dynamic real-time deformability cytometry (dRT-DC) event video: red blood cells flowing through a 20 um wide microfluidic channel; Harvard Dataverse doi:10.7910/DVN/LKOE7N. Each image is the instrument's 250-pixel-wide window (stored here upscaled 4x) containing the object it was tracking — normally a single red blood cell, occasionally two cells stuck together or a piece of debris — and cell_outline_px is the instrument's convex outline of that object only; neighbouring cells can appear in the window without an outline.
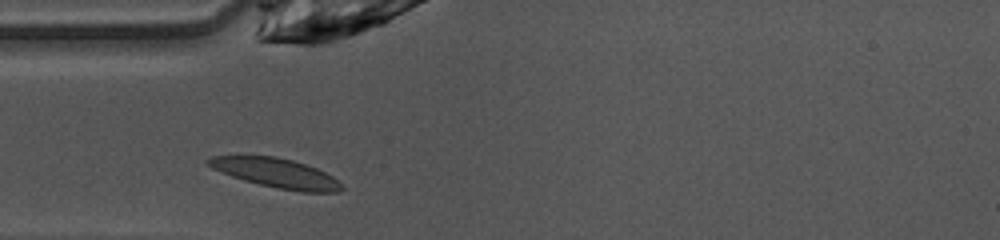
{"species": "common noctule bat (a hibernating species)", "species_latin": "Nyctalus noctula", "temperature_condition": "warm", "stored_images_in_passage": 26, "camera_frame_rate_fps": 3000, "um_per_image_px": 0.085, "animal": {"sex": "female", "body_mass_g": 10.0, "forearm_length_mm": 53.1}, "frame": {"image": 1, "passage_image": 1, "time_ms": 0.0, "image_size_px": [1000, 240], "cell_outline_px": [[344, 188], [340, 192], [300, 192], [276, 188], [244, 180], [232, 176], [212, 168], [204, 160], [212, 156], [276, 156], [292, 160], [316, 168], [332, 176], [344, 184]], "centroid_in_image_um": [23.51, 14.72], "position_along_channel_um": 61.5, "area_um2": 22.77}}
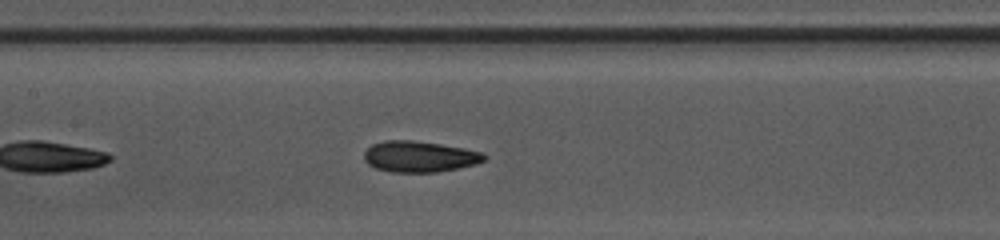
{"frame": {"image": 2, "passage_image": 9, "time_ms": 2.667, "image_size_px": [1000, 240], "cell_outline_px": [[488, 156], [484, 160], [476, 164], [436, 172], [392, 172], [376, 168], [368, 164], [364, 160], [364, 152], [372, 144], [384, 140], [412, 140], [440, 144], [464, 148], [484, 152]], "centroid_in_image_um": [35.66, 13.3], "position_along_channel_um": 171.7, "area_um2": 21.73}}
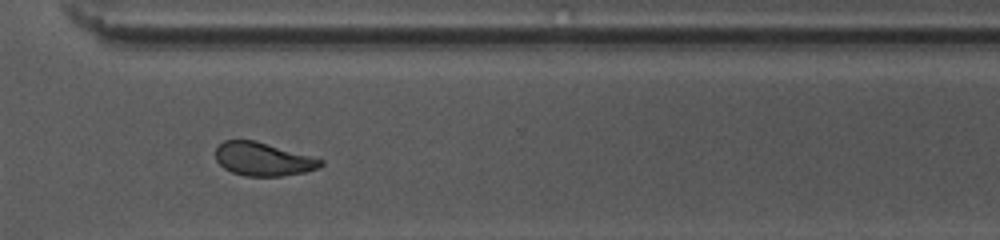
{"frame": {"image": 3, "passage_image": 22, "time_ms": 7.0, "image_size_px": [1000, 240], "cell_outline_px": [[324, 164], [316, 168], [304, 172], [280, 176], [244, 176], [232, 172], [224, 168], [216, 160], [216, 148], [224, 140], [256, 140], [324, 160]], "centroid_in_image_um": [22.34, 13.52], "position_along_channel_um": 348.3, "area_um2": 20.29}, "authors_computed_cell_mechanics": {"area_um2": 21.4438, "velocity_mm_per_s": 4.0878, "shape_relaxation_time_tau1_ms": 4.1708, "shape_relaxation_time_tau2_ms": 1.6863, "deformation_change_tau1": 0.1392, "deformation_change_tau2": 0.0812}}